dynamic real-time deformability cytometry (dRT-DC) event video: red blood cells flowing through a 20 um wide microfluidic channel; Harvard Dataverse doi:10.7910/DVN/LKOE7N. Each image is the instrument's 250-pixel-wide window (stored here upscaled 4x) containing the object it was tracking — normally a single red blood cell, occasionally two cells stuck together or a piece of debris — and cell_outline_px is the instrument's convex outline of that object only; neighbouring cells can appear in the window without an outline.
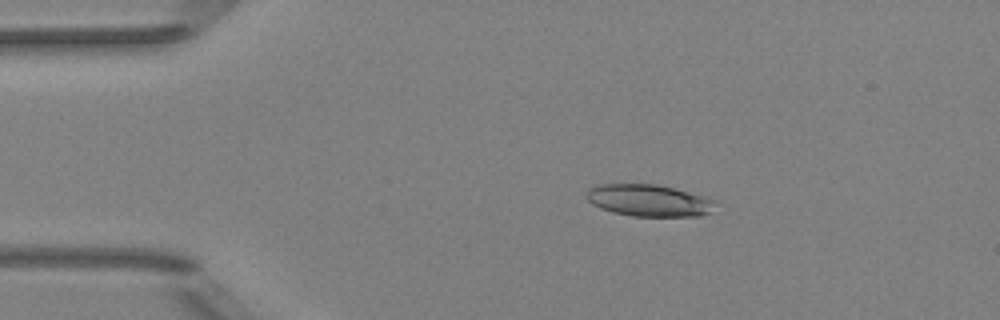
{"species": "Egyptian fruit bat (a non-hibernating species)", "species_latin": "Rousettus aegyptiacus", "temperature_condition": "room temperature", "stored_images_in_passage": 6, "camera_frame_rate_fps": 3000, "um_per_image_px": 0.085, "animal": {"sex": "female"}, "frame": {"image": 1, "passage_image": 3, "time_ms": 2.333, "image_size_px": [1000, 320], "cell_outline_px": [[716, 200], [712, 212], [700, 216], [632, 216], [612, 212], [600, 208], [592, 204], [584, 196], [588, 188], [596, 184], [656, 184], [708, 196]], "centroid_in_image_um": [55.15, 17.03], "position_along_channel_um": 29.8, "area_um2": 24.33}}
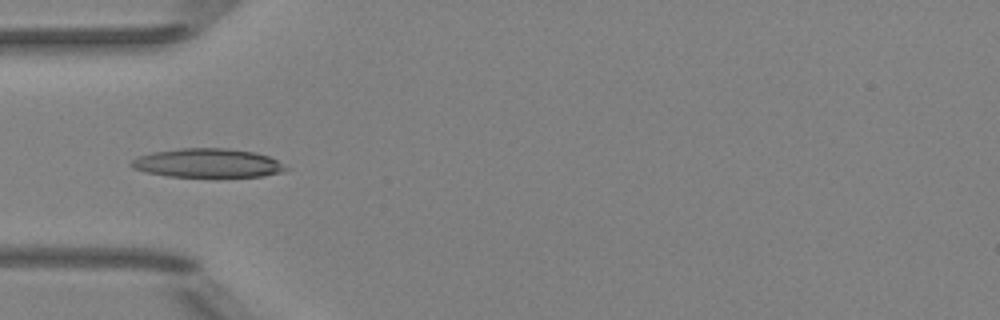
{"frame": {"image": 2, "passage_image": 5, "time_ms": 4.667, "image_size_px": [1000, 320], "cell_outline_px": [[288, 168], [284, 172], [264, 176], [168, 176], [144, 172], [132, 168], [128, 164], [132, 160], [140, 156], [152, 152], [180, 148], [228, 148], [256, 152], [268, 156], [276, 160]], "centroid_in_image_um": [17.63, 13.85], "position_along_channel_um": 67.4, "area_um2": 25.95}}
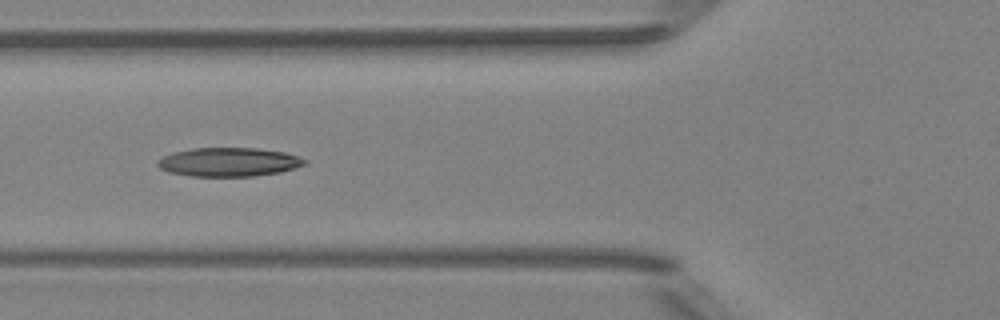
{"frame": {"image": 3, "passage_image": 6, "time_ms": 5.667, "image_size_px": [1000, 320], "cell_outline_px": [[308, 164], [296, 168], [280, 172], [252, 176], [188, 176], [168, 172], [160, 168], [156, 164], [156, 160], [172, 152], [192, 148], [256, 148], [284, 152], [308, 160]], "centroid_in_image_um": [19.43, 13.77], "position_along_channel_um": 106.4, "area_um2": 24.85}}